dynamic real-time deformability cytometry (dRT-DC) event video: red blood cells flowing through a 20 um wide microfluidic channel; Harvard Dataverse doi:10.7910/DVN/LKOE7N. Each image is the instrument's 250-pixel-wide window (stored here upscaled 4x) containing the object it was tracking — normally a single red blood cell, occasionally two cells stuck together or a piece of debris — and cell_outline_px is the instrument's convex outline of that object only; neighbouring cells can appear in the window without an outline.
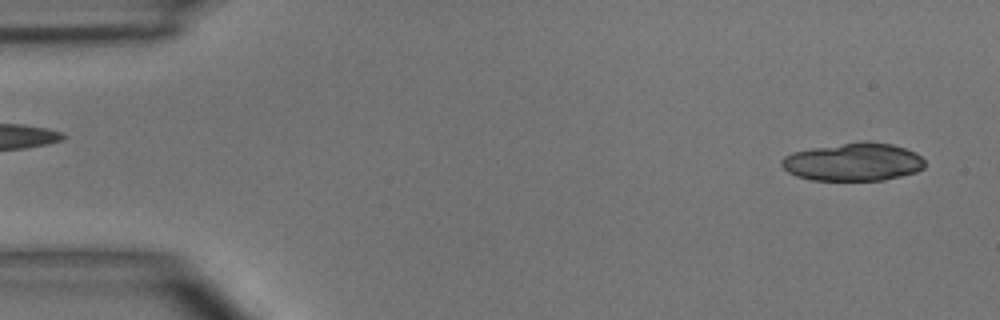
{"species": "common noctule bat (a hibernating species)", "species_latin": "Nyctalus noctula", "temperature_condition": "room temperature", "stored_images_in_passage": 11, "camera_frame_rate_fps": 3000, "um_per_image_px": 0.085, "animal": {"sex": "male", "body_mass_g": 15.6}, "frame": {"image": 1, "passage_image": 2, "time_ms": 0.333, "image_size_px": [1000, 320], "cell_outline_px": [[924, 168], [916, 172], [884, 180], [812, 180], [796, 176], [788, 172], [780, 164], [780, 160], [784, 156], [792, 152], [812, 148], [844, 144], [892, 144], [916, 152], [924, 160]], "centroid_in_image_um": [72.5, 13.8], "position_along_channel_um": 12.5, "area_um2": 30.98}}